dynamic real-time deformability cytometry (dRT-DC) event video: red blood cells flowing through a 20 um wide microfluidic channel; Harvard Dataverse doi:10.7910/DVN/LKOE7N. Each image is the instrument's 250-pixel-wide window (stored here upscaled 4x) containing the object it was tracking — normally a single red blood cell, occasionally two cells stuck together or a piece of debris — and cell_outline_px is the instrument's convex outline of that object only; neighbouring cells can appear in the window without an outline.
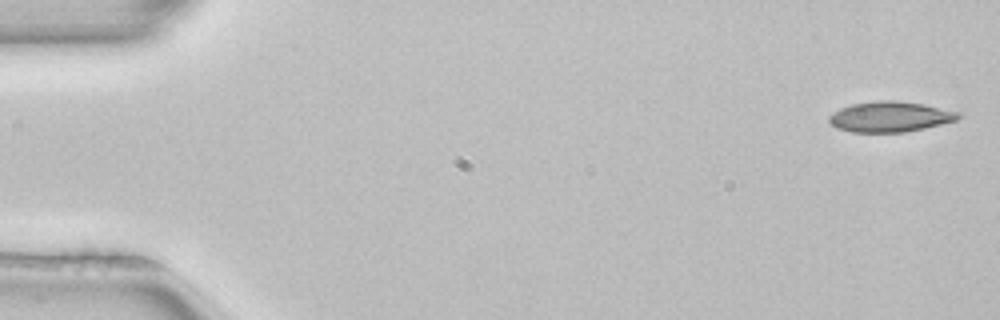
{"species": "common noctule bat (a hibernating species)", "species_latin": "Nyctalus noctula", "temperature_condition": "room temperature", "stored_images_in_passage": 5, "camera_frame_rate_fps": 3000, "um_per_image_px": 0.085, "animal": {"sex": "female", "body_mass_g": 22.7, "forearm_length_mm": 54.2}, "frame": {"image": 1, "passage_image": 1, "time_ms": 0.0, "image_size_px": [1000, 320], "cell_outline_px": [[964, 112], [956, 120], [924, 128], [904, 132], [852, 132], [836, 128], [828, 120], [828, 116], [840, 108], [852, 104], [876, 100], [896, 100], [924, 104]], "centroid_in_image_um": [75.67, 9.91], "position_along_channel_um": 9.3, "area_um2": 23.06}}
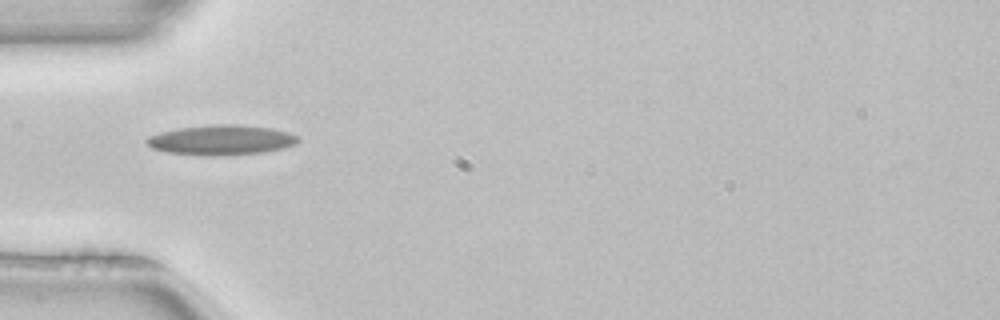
{"frame": {"image": 2, "passage_image": 4, "time_ms": 1.0, "image_size_px": [1000, 320], "cell_outline_px": [[300, 140], [296, 144], [280, 148], [260, 152], [168, 152], [152, 148], [144, 140], [148, 136], [160, 132], [176, 128], [212, 124], [236, 124], [272, 128], [288, 132], [296, 136]], "centroid_in_image_um": [18.8, 11.82], "position_along_channel_um": 66.2, "area_um2": 24.91}}